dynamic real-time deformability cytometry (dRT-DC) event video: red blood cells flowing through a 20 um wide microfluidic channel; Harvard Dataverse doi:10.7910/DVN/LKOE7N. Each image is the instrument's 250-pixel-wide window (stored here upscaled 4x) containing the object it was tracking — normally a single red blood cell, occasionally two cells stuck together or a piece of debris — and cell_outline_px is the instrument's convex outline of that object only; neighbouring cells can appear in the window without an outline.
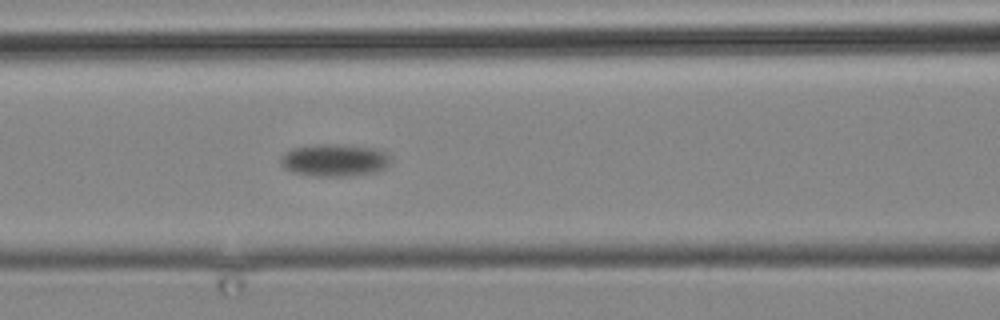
{"species": "common noctule bat (a hibernating species)", "species_latin": "Nyctalus noctula", "temperature_condition": "cold", "stored_images_in_passage": 15, "camera_frame_rate_fps": 3000, "um_per_image_px": 0.085, "animal": {"sex": "male", "body_mass_g": 19.2, "forearm_length_mm": 51.8}, "frame": {"image": 1, "passage_image": 15, "time_ms": 17.667, "image_size_px": [1000, 320], "cell_outline_px": [[388, 160], [384, 168], [372, 172], [352, 176], [312, 176], [292, 172], [284, 168], [280, 164], [280, 156], [284, 152], [292, 148], [320, 144], [336, 144], [368, 148], [388, 152]], "centroid_in_image_um": [28.33, 13.62], "position_along_channel_um": 138.3, "area_um2": 20.52}}